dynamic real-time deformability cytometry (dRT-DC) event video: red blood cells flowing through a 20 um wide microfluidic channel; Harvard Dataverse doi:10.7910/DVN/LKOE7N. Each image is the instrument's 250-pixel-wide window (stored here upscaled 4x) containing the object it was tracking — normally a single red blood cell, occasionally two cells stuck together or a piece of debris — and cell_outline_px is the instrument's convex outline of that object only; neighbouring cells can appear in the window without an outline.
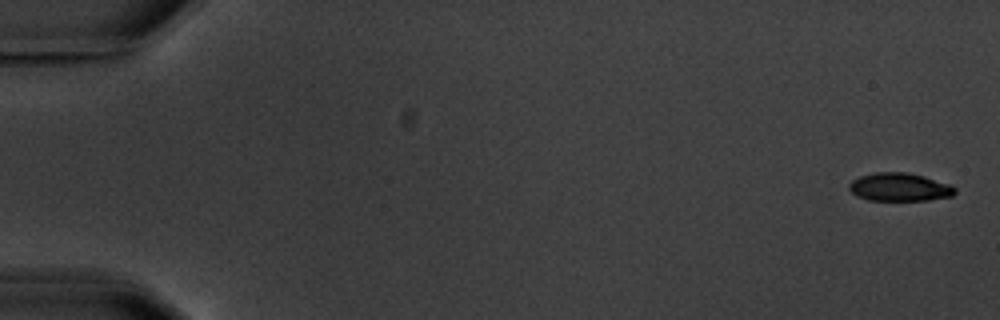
{"species": "common noctule bat (a hibernating species)", "species_latin": "Nyctalus noctula", "temperature_condition": "warm", "stored_images_in_passage": 7, "camera_frame_rate_fps": 3000, "um_per_image_px": 0.085, "animal": {"sex": "male", "body_mass_g": 20.1, "forearm_length_mm": 53.5}, "frame": {"image": 1, "passage_image": 1, "time_ms": 0.0, "image_size_px": [1000, 320], "cell_outline_px": [[956, 192], [952, 196], [928, 200], [868, 200], [856, 196], [848, 188], [848, 184], [852, 180], [860, 176], [876, 172], [904, 172], [924, 176], [948, 184], [956, 188]], "centroid_in_image_um": [76.43, 15.9], "position_along_channel_um": 8.6, "area_um2": 17.34}}
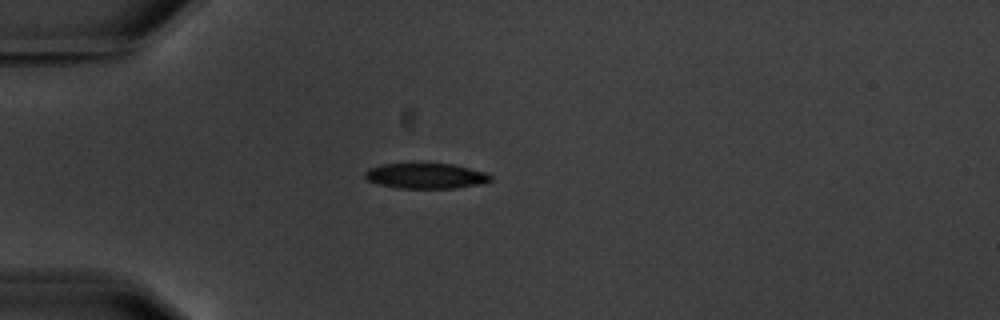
{"frame": {"image": 2, "passage_image": 5, "time_ms": 5.0, "image_size_px": [1000, 320], "cell_outline_px": [[492, 180], [480, 184], [456, 188], [400, 188], [380, 184], [368, 180], [364, 176], [364, 172], [368, 168], [380, 164], [452, 164], [484, 172], [492, 176]], "centroid_in_image_um": [36.18, 14.95], "position_along_channel_um": 48.8, "area_um2": 18.38}}